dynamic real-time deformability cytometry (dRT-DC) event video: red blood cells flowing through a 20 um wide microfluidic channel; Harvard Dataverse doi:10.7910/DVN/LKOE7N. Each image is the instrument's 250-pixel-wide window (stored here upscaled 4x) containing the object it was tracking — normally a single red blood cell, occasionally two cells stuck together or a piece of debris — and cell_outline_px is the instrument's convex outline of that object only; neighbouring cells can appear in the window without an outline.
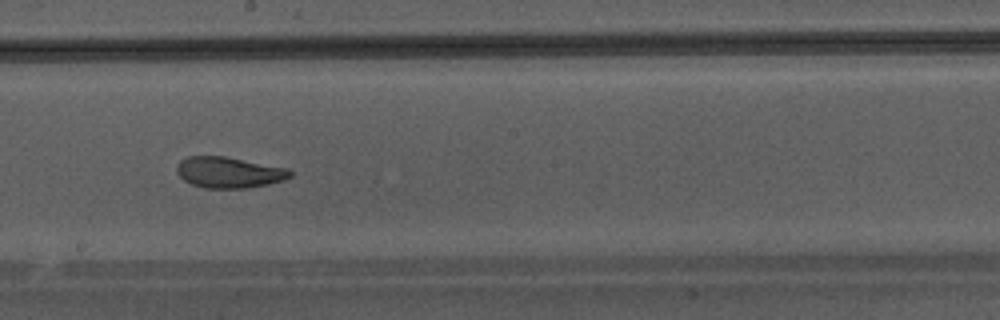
{"species": "Egyptian fruit bat (a non-hibernating species)", "species_latin": "Rousettus aegyptiacus", "temperature_condition": "warm", "stored_images_in_passage": 37, "camera_frame_rate_fps": 3000, "um_per_image_px": 0.085, "animal": {"sex": "male"}, "frame": {"image": 1, "passage_image": 16, "time_ms": 5.0, "image_size_px": [1000, 320], "cell_outline_px": [[292, 176], [284, 180], [268, 184], [248, 188], [204, 188], [192, 184], [184, 180], [176, 172], [176, 168], [180, 160], [188, 156], [224, 156], [288, 168], [292, 172]], "centroid_in_image_um": [19.46, 14.65], "position_along_channel_um": 228.7, "area_um2": 20.52}}